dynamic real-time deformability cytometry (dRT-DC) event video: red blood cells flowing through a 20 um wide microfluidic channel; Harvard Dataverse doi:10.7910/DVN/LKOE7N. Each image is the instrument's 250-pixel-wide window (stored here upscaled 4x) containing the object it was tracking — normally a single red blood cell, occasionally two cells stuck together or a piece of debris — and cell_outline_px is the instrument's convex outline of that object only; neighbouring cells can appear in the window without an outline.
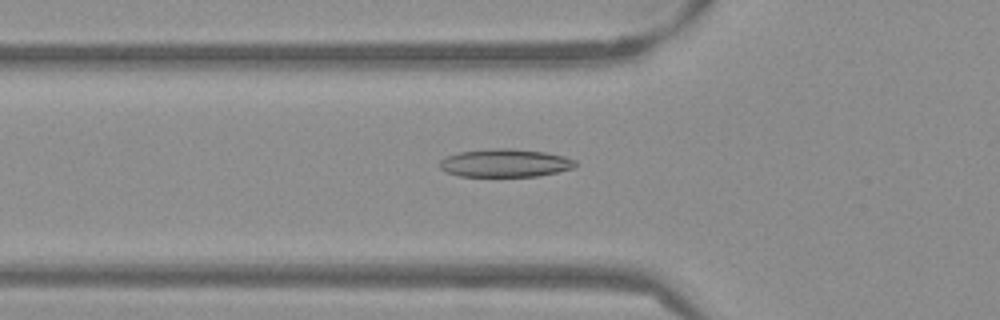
{"species": "Egyptian fruit bat (a non-hibernating species)", "species_latin": "Rousettus aegyptiacus", "temperature_condition": "warm", "stored_images_in_passage": 49, "camera_frame_rate_fps": 3000, "um_per_image_px": 0.085, "frame": {"image": 1, "passage_image": 15, "time_ms": 4.667, "image_size_px": [1000, 320], "cell_outline_px": [[576, 164], [572, 168], [540, 176], [460, 176], [448, 172], [440, 168], [440, 160], [444, 156], [460, 152], [492, 148], [512, 148], [544, 152], [564, 156], [576, 160]], "centroid_in_image_um": [42.92, 13.85], "position_along_channel_um": 82.9, "area_um2": 22.14}}
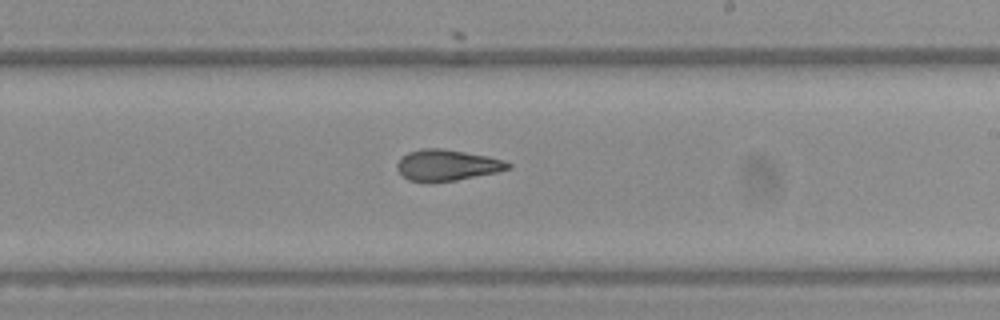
{"frame": {"image": 2, "passage_image": 28, "time_ms": 9.0, "image_size_px": [1000, 320], "cell_outline_px": [[512, 168], [496, 172], [456, 180], [428, 184], [408, 180], [396, 168], [396, 164], [400, 156], [408, 152], [420, 148], [440, 148], [488, 156], [504, 160], [512, 164]], "centroid_in_image_um": [37.95, 14.05], "position_along_channel_um": 251.0, "area_um2": 20.46}}
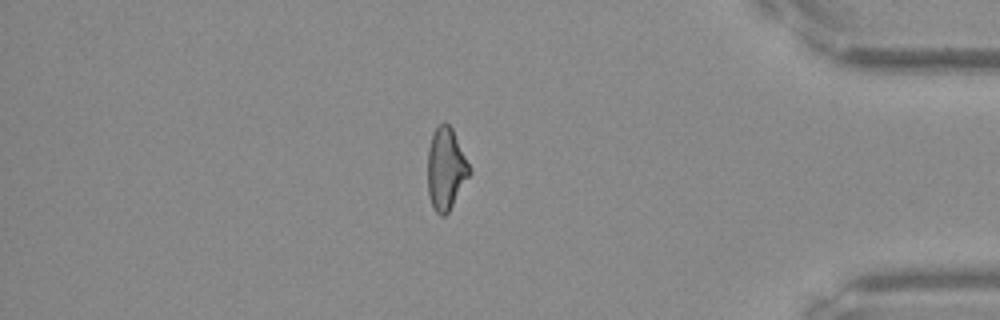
{"frame": {"image": 3, "passage_image": 42, "time_ms": 13.667, "image_size_px": [1000, 320], "cell_outline_px": [[472, 172], [448, 212], [444, 216], [440, 216], [436, 212], [428, 196], [428, 148], [432, 132], [444, 120], [452, 128], [472, 168]], "centroid_in_image_um": [37.91, 14.33], "position_along_channel_um": 397.3, "area_um2": 20.17}, "authors_computed_cell_mechanics": {"area_um2": 20.7502, "velocity_mm_per_s": 3.8516, "shape_relaxation_time_tau1_ms": 5.1429, "shape_relaxation_time_tau2_ms": 2.1439, "deformation_change_tau1": 0.1894, "deformation_change_tau2": 0.1009}}